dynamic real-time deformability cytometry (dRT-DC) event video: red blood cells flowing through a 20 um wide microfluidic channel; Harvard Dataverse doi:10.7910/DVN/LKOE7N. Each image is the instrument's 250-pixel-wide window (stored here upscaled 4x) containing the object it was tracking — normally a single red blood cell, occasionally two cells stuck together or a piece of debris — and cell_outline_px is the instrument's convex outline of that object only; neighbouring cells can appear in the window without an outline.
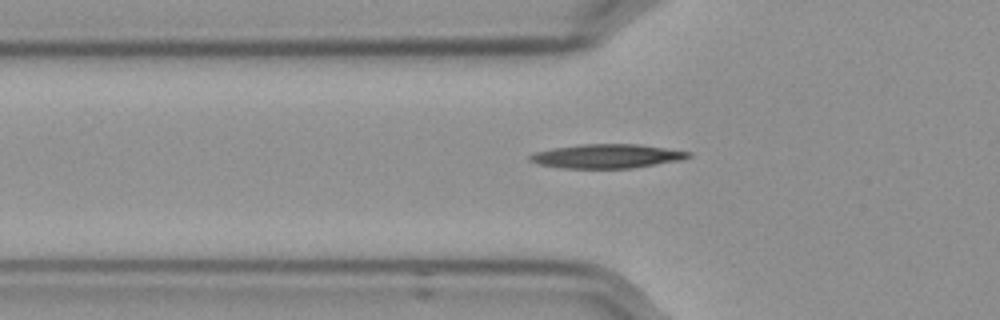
{"species": "Egyptian fruit bat (a non-hibernating species)", "species_latin": "Rousettus aegyptiacus", "temperature_condition": "cold", "stored_images_in_passage": 35, "camera_frame_rate_fps": 3000, "um_per_image_px": 0.085, "frame": {"image": 1, "passage_image": 2, "time_ms": 0.333, "image_size_px": [1000, 320], "cell_outline_px": [[692, 156], [680, 160], [632, 168], [560, 168], [540, 164], [528, 160], [528, 156], [536, 152], [552, 148], [580, 144], [636, 144], [692, 152]], "centroid_in_image_um": [51.56, 13.27], "position_along_channel_um": 74.2, "area_um2": 22.08}}
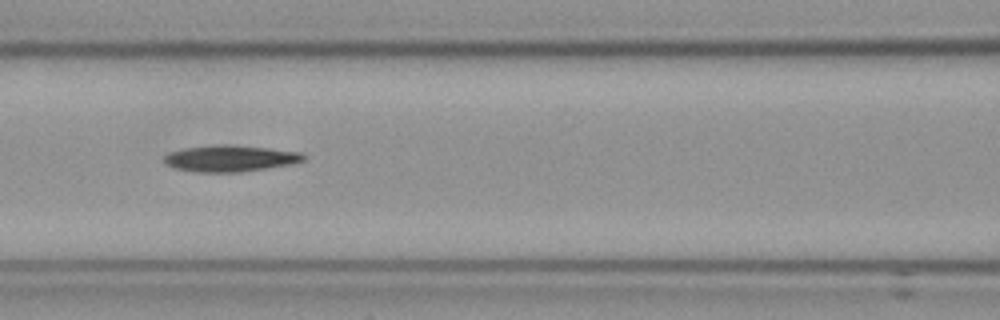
{"frame": {"image": 2, "passage_image": 8, "time_ms": 2.333, "image_size_px": [1000, 320], "cell_outline_px": [[308, 156], [304, 160], [292, 164], [240, 172], [200, 172], [176, 168], [168, 164], [164, 160], [164, 156], [172, 152], [184, 148], [224, 144], [268, 148], [300, 152]], "centroid_in_image_um": [19.63, 13.46], "position_along_channel_um": 147.0, "area_um2": 21.1}}
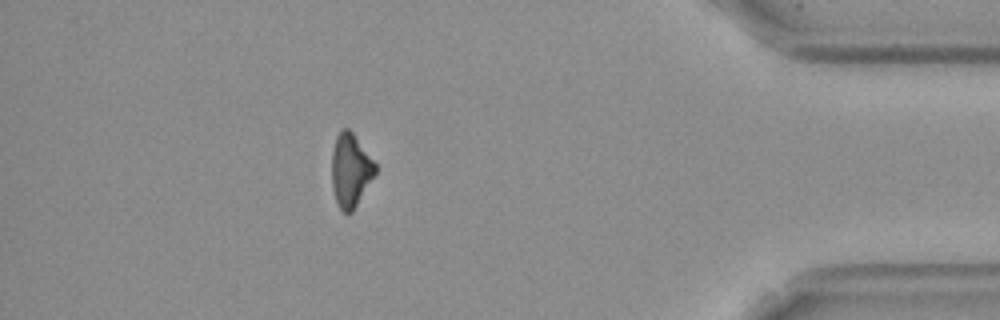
{"frame": {"image": 3, "passage_image": 33, "time_ms": 10.667, "image_size_px": [1000, 320], "cell_outline_px": [[376, 172], [352, 212], [348, 216], [340, 208], [336, 200], [332, 188], [332, 152], [336, 136], [344, 128], [348, 128], [352, 132], [376, 164]], "centroid_in_image_um": [29.78, 14.49], "position_along_channel_um": 405.4, "area_um2": 18.32}}